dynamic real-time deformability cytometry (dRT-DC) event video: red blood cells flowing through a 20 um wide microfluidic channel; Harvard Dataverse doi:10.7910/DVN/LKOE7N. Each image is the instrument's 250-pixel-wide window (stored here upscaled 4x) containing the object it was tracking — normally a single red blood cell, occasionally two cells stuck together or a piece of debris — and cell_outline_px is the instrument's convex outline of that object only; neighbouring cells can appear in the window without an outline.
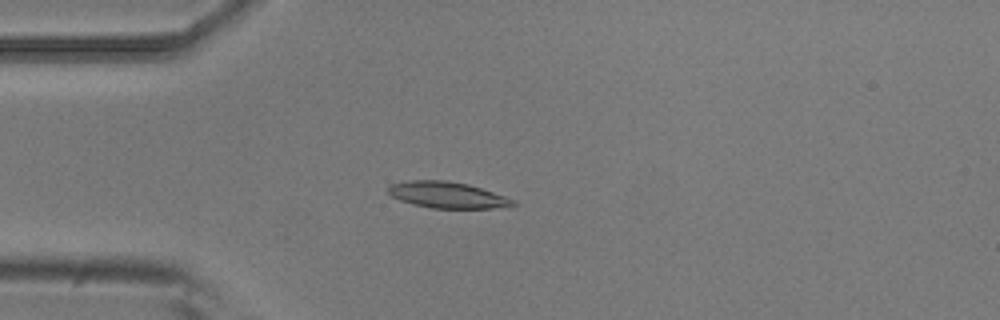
{"species": "common noctule bat (a hibernating species)", "species_latin": "Nyctalus noctula", "temperature_condition": "room temperature", "stored_images_in_passage": 5, "camera_frame_rate_fps": 3000, "um_per_image_px": 0.085, "animal": {"sex": "male", "body_mass_g": 20.5, "forearm_length_mm": 52.5}, "frame": {"image": 1, "passage_image": 5, "time_ms": 1.333, "image_size_px": [1000, 320], "cell_outline_px": [[516, 204], [492, 208], [432, 208], [412, 204], [400, 200], [392, 196], [388, 192], [388, 188], [392, 184], [408, 180], [444, 180], [468, 184], [516, 200]], "centroid_in_image_um": [37.99, 16.57], "position_along_channel_um": 47.0, "area_um2": 18.84}}